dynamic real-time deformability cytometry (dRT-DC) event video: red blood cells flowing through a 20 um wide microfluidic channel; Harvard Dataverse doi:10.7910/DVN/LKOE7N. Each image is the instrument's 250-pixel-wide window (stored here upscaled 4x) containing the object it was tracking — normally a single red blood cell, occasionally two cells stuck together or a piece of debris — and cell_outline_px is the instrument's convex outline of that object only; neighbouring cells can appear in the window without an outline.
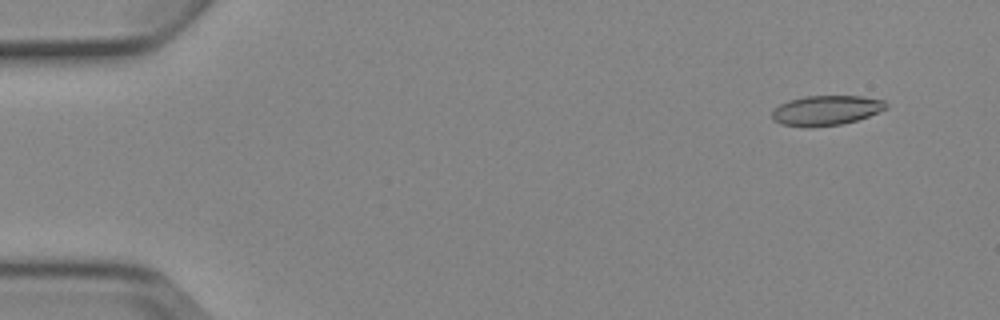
{"species": "Egyptian fruit bat (a non-hibernating species)", "species_latin": "Rousettus aegyptiacus", "temperature_condition": "cold", "stored_images_in_passage": 6, "camera_frame_rate_fps": 3000, "um_per_image_px": 0.085, "animal": {"sex": "female"}, "frame": {"image": 1, "passage_image": 2, "time_ms": 1.0, "image_size_px": [1000, 320], "cell_outline_px": [[888, 108], [880, 112], [856, 120], [840, 124], [812, 128], [808, 128], [780, 124], [772, 120], [772, 112], [780, 104], [788, 100], [804, 96], [860, 96], [884, 100], [888, 104]], "centroid_in_image_um": [70.21, 9.39], "position_along_channel_um": 14.8, "area_um2": 20.06}}
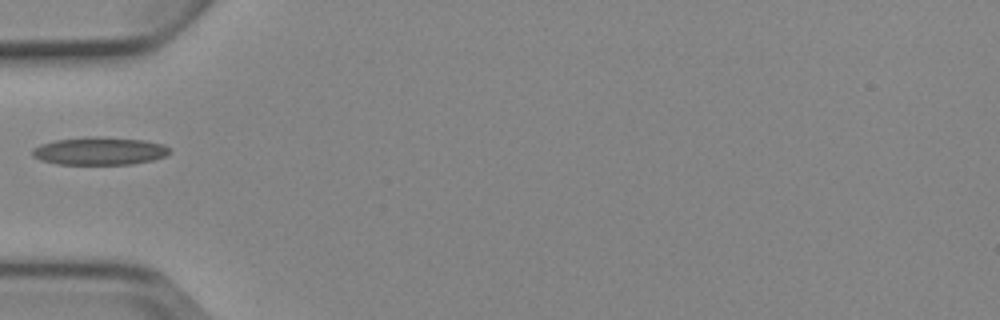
{"frame": {"image": 2, "passage_image": 5, "time_ms": 5.667, "image_size_px": [1000, 320], "cell_outline_px": [[172, 152], [164, 156], [152, 160], [132, 164], [56, 164], [40, 160], [32, 156], [32, 148], [40, 144], [56, 140], [88, 136], [100, 136], [144, 140], [164, 144]], "centroid_in_image_um": [8.44, 12.83], "position_along_channel_um": 76.6, "area_um2": 22.43}}
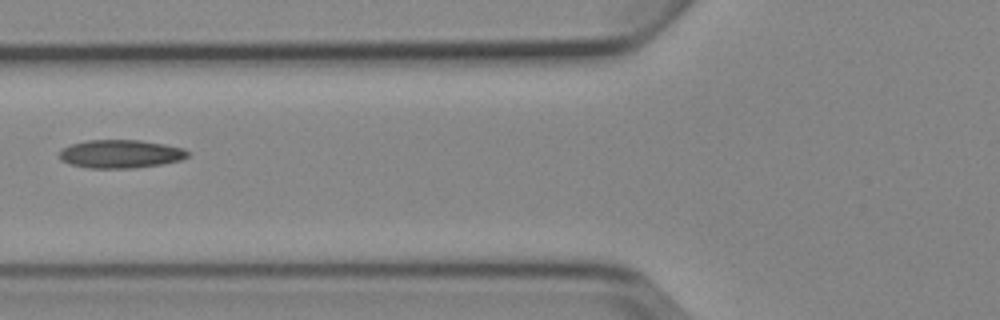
{"frame": {"image": 3, "passage_image": 6, "time_ms": 6.667, "image_size_px": [1000, 320], "cell_outline_px": [[188, 156], [180, 160], [160, 164], [132, 168], [88, 168], [68, 164], [60, 160], [60, 152], [64, 148], [72, 144], [88, 140], [140, 140], [164, 144], [184, 148], [188, 152]], "centroid_in_image_um": [10.23, 13.08], "position_along_channel_um": 115.6, "area_um2": 21.04}}